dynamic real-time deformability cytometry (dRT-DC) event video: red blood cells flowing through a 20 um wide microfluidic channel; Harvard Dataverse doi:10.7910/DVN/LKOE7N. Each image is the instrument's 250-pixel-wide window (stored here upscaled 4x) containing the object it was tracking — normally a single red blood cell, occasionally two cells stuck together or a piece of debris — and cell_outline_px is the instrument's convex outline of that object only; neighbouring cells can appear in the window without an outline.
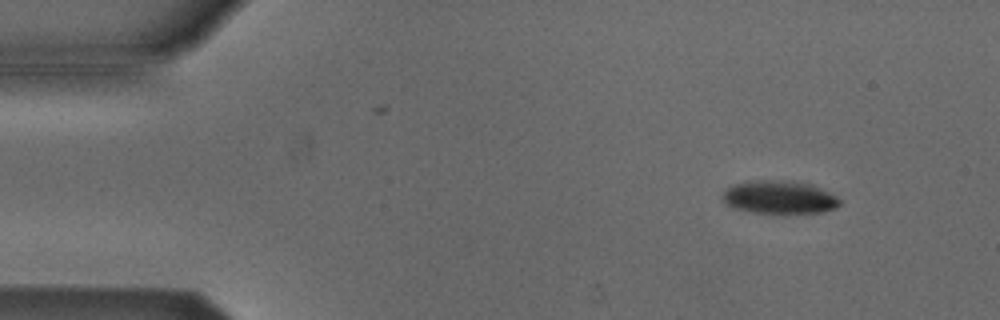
{"species": "Egyptian fruit bat (a non-hibernating species)", "species_latin": "Rousettus aegyptiacus", "temperature_condition": "cold", "stored_images_in_passage": 7, "camera_frame_rate_fps": 3000, "um_per_image_px": 0.085, "animal": {"sex": "male"}, "frame": {"image": 1, "passage_image": 1, "time_ms": 0.0, "image_size_px": [1000, 320], "cell_outline_px": [[840, 204], [836, 208], [824, 212], [752, 212], [736, 208], [724, 204], [720, 196], [732, 184], [748, 180], [784, 180], [812, 184], [832, 192], [840, 200]], "centroid_in_image_um": [66.23, 16.74], "position_along_channel_um": 18.8, "area_um2": 22.72}}
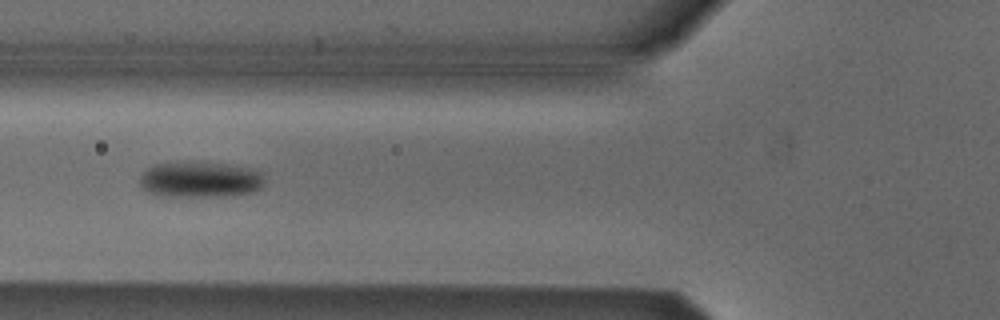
{"frame": {"image": 2, "passage_image": 5, "time_ms": 4.667, "image_size_px": [1000, 320], "cell_outline_px": [[264, 180], [260, 188], [252, 192], [232, 196], [156, 196], [148, 192], [140, 184], [140, 180], [144, 172], [148, 168], [156, 164], [228, 164], [260, 172]], "centroid_in_image_um": [17.01, 15.31], "position_along_channel_um": 108.8, "area_um2": 25.2}}
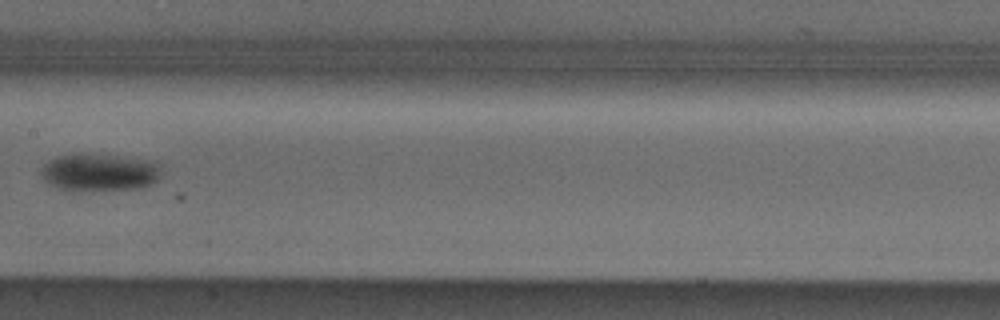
{"frame": {"image": 3, "passage_image": 7, "time_ms": 7.0, "image_size_px": [1000, 320], "cell_outline_px": [[160, 168], [156, 180], [152, 184], [136, 188], [72, 192], [48, 184], [44, 180], [40, 172], [44, 164], [56, 156], [116, 156], [148, 160], [160, 164]], "centroid_in_image_um": [8.42, 14.7], "position_along_channel_um": 199.0, "area_um2": 25.66}}